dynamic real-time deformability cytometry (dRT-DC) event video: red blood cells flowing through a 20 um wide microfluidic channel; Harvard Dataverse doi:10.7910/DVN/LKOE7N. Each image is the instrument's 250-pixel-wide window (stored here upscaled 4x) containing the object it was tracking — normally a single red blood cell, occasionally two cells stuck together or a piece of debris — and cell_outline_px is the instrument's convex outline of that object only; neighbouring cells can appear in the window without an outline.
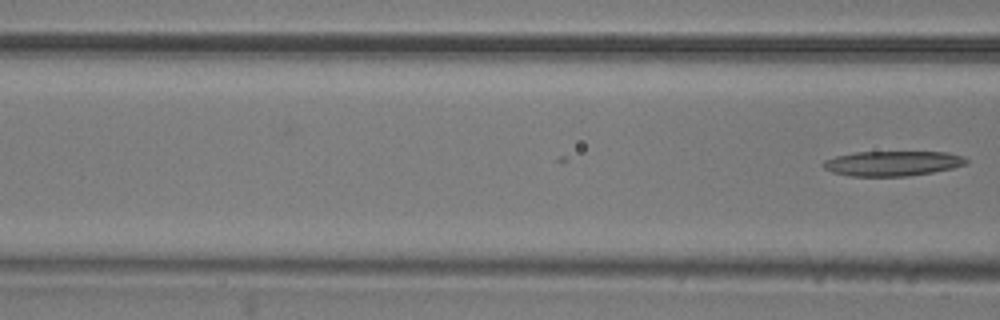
{"species": "common noctule bat (a hibernating species)", "species_latin": "Nyctalus noctula", "temperature_condition": "room temperature", "stored_images_in_passage": 17, "camera_frame_rate_fps": 3000, "um_per_image_px": 0.085, "animal": {"sex": "male", "body_mass_g": 20.5, "forearm_length_mm": 52.5}, "frame": {"image": 1, "passage_image": 17, "time_ms": 5.333, "image_size_px": [1000, 320], "cell_outline_px": [[968, 164], [952, 168], [932, 172], [908, 176], [848, 176], [832, 172], [824, 168], [820, 164], [824, 160], [836, 156], [856, 152], [948, 152], [964, 156], [968, 160]], "centroid_in_image_um": [75.86, 13.89], "position_along_channel_um": 90.7, "area_um2": 20.92}}